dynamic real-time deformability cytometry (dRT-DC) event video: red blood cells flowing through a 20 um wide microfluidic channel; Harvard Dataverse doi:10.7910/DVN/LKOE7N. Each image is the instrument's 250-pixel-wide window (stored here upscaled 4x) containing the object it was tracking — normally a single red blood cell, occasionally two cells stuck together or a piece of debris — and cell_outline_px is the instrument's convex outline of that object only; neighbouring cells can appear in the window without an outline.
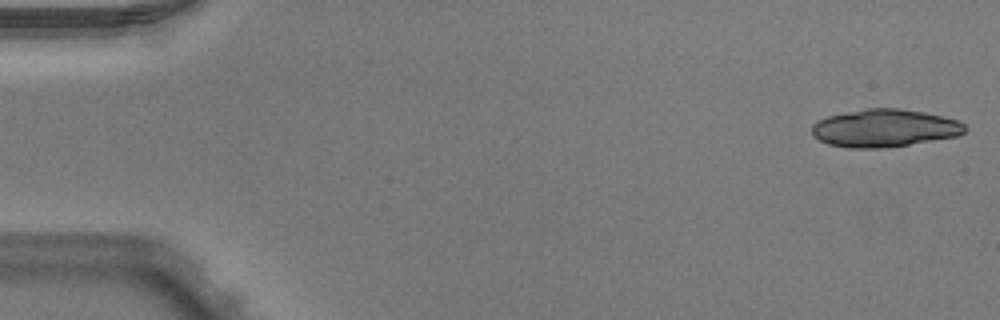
{"species": "Egyptian fruit bat (a non-hibernating species)", "species_latin": "Rousettus aegyptiacus", "temperature_condition": "warm", "stored_images_in_passage": 35, "camera_frame_rate_fps": 3000, "um_per_image_px": 0.085, "animal": {"sex": "male"}, "frame": {"image": 1, "passage_image": 1, "time_ms": 0.0, "image_size_px": [1000, 320], "cell_outline_px": [[968, 128], [964, 132], [956, 136], [908, 144], [880, 148], [848, 148], [828, 144], [812, 136], [812, 124], [828, 116], [868, 108], [900, 108], [924, 112], [944, 116], [960, 120]], "centroid_in_image_um": [75.19, 10.88], "position_along_channel_um": 9.8, "area_um2": 33.52}}
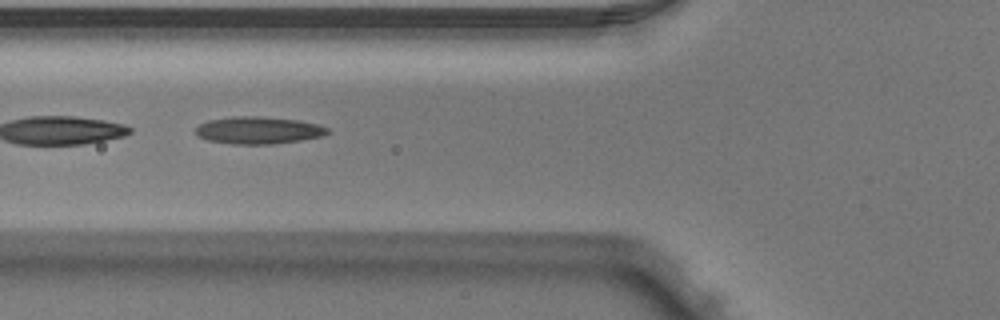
{"frame": {"image": 2, "passage_image": 19, "time_ms": 6.0, "image_size_px": [1000, 320], "cell_outline_px": [[328, 132], [324, 136], [300, 140], [272, 144], [232, 144], [208, 140], [200, 136], [196, 132], [196, 128], [200, 124], [208, 120], [232, 116], [260, 116], [300, 120], [316, 124], [328, 128]], "centroid_in_image_um": [21.97, 11.06], "position_along_channel_um": 103.8, "area_um2": 20.87}}